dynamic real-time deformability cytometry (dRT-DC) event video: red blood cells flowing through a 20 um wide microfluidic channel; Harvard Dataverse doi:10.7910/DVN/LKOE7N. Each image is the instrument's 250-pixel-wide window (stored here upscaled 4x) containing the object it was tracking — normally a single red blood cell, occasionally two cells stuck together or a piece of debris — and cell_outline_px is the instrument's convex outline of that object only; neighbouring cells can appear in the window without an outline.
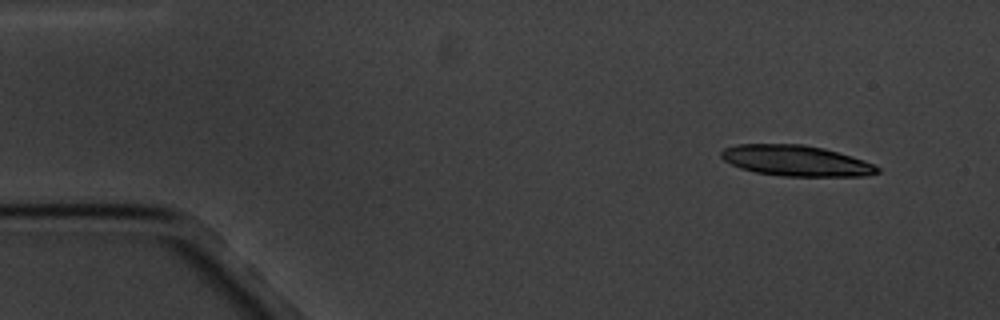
{"species": "common noctule bat (a hibernating species)", "species_latin": "Nyctalus noctula", "temperature_condition": "cold", "stored_images_in_passage": 11, "camera_frame_rate_fps": 3000, "um_per_image_px": 0.085, "animal": {"sex": "male", "body_mass_g": 20.1, "forearm_length_mm": 53.5}, "frame": {"image": 1, "passage_image": 1, "time_ms": 0.0, "image_size_px": [1000, 320], "cell_outline_px": [[880, 172], [868, 176], [784, 176], [756, 172], [740, 168], [724, 160], [720, 156], [720, 152], [724, 148], [736, 144], [804, 144], [824, 148], [852, 156], [864, 160], [880, 168]], "centroid_in_image_um": [67.67, 13.65], "position_along_channel_um": 17.3, "area_um2": 28.03}}
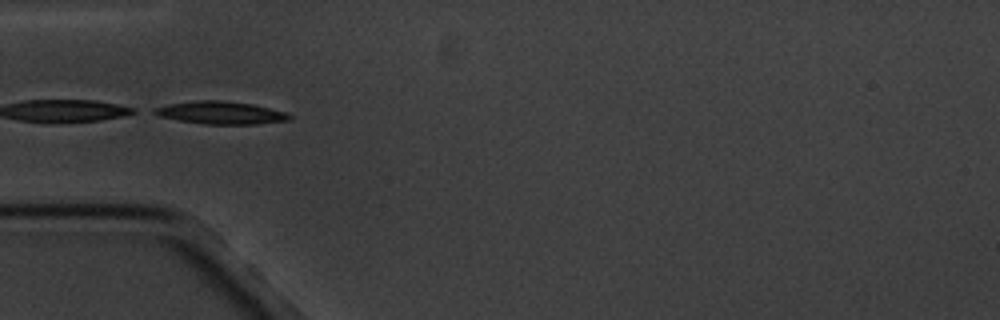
{"frame": {"image": 2, "passage_image": 5, "time_ms": 4.333, "image_size_px": [1000, 320], "cell_outline_px": [[292, 120], [256, 124], [204, 124], [180, 120], [160, 116], [152, 112], [152, 108], [168, 104], [196, 100], [220, 100], [252, 104], [288, 112], [292, 116]], "centroid_in_image_um": [18.8, 9.58], "position_along_channel_um": 66.2, "area_um2": 17.92}}
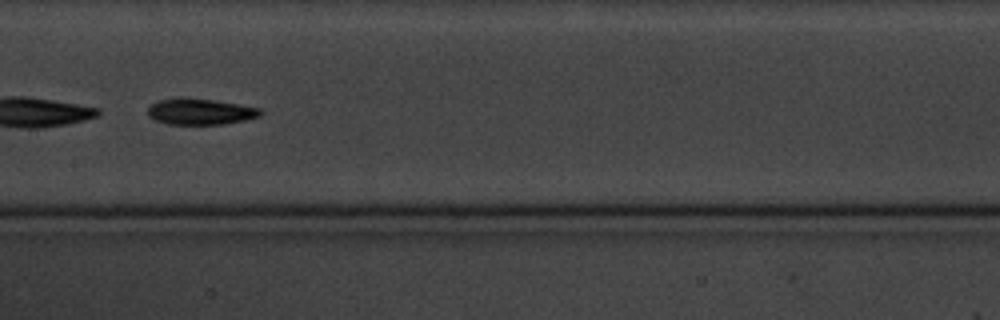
{"frame": {"image": 3, "passage_image": 8, "time_ms": 8.0, "image_size_px": [1000, 320], "cell_outline_px": [[264, 112], [260, 116], [244, 120], [224, 124], [168, 124], [152, 120], [148, 116], [148, 108], [152, 104], [160, 100], [180, 96], [184, 96], [212, 100], [260, 108]], "centroid_in_image_um": [16.98, 9.48], "position_along_channel_um": 190.4, "area_um2": 17.28}}